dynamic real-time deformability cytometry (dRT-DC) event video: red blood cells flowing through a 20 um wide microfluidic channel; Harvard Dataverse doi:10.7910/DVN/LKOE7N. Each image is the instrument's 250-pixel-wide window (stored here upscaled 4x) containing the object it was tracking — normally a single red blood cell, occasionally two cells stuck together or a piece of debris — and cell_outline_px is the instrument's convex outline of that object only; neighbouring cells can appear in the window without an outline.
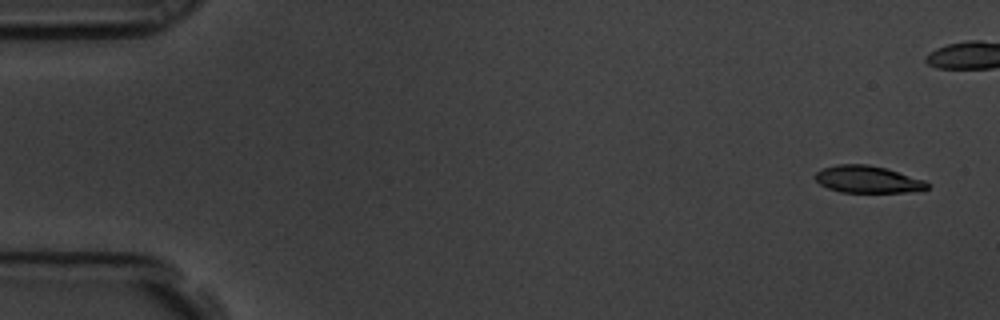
{"species": "common noctule bat (a hibernating species)", "species_latin": "Nyctalus noctula", "temperature_condition": "room temperature", "stored_images_in_passage": 6, "camera_frame_rate_fps": 3000, "um_per_image_px": 0.085, "animal": {"sex": "male", "body_mass_g": 19.5, "forearm_length_mm": 54.6}, "frame": {"image": 1, "passage_image": 1, "time_ms": 0.0, "image_size_px": [1000, 320], "cell_outline_px": [[928, 188], [904, 192], [840, 192], [828, 188], [820, 184], [812, 176], [816, 172], [824, 168], [836, 164], [868, 164], [888, 168], [924, 180], [928, 184]], "centroid_in_image_um": [73.7, 15.23], "position_along_channel_um": 11.3, "area_um2": 17.69}}
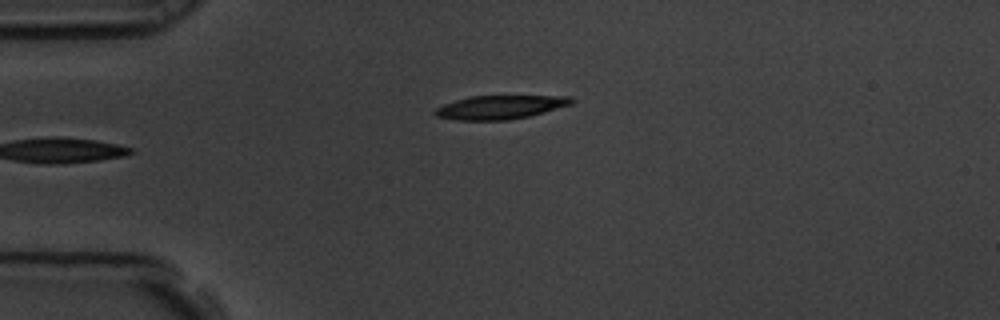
{"frame": {"image": 2, "passage_image": 6, "time_ms": 1.667, "image_size_px": [1000, 320], "cell_outline_px": [[576, 100], [572, 104], [544, 112], [528, 116], [508, 120], [456, 120], [436, 116], [432, 112], [436, 108], [444, 104], [468, 96], [572, 96]], "centroid_in_image_um": [42.52, 9.11], "position_along_channel_um": 42.5, "area_um2": 18.84}}